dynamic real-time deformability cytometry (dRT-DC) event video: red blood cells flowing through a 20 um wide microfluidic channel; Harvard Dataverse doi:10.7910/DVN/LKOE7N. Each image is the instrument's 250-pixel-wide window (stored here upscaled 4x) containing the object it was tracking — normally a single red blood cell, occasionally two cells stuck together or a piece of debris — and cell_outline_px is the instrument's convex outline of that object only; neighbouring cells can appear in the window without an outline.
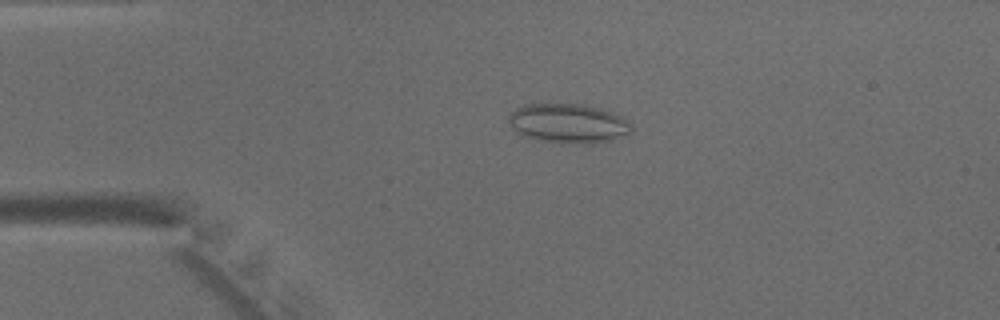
{"species": "common noctule bat (a hibernating species)", "species_latin": "Nyctalus noctula", "temperature_condition": "warm", "stored_images_in_passage": 46, "camera_frame_rate_fps": 3000, "um_per_image_px": 0.085, "animal": {"sex": "male", "body_mass_g": 15.6}, "frame": {"image": 1, "passage_image": 10, "time_ms": 3.0, "image_size_px": [1000, 320], "cell_outline_px": [[632, 128], [628, 132], [612, 140], [592, 144], [560, 144], [540, 140], [516, 132], [508, 120], [508, 116], [516, 108], [524, 104], [580, 104], [600, 108], [620, 116], [628, 120]], "centroid_in_image_um": [48.29, 10.5], "position_along_channel_um": 36.7, "area_um2": 28.09}}
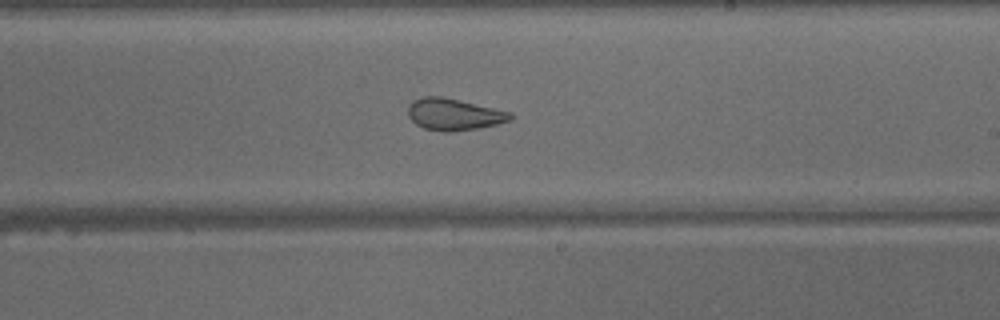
{"frame": {"image": 2, "passage_image": 27, "time_ms": 8.667, "image_size_px": [1000, 320], "cell_outline_px": [[512, 120], [480, 128], [452, 132], [444, 132], [424, 128], [416, 124], [408, 116], [408, 104], [412, 100], [424, 96], [444, 96], [512, 112]], "centroid_in_image_um": [38.57, 9.71], "position_along_channel_um": 250.4, "area_um2": 19.19}}
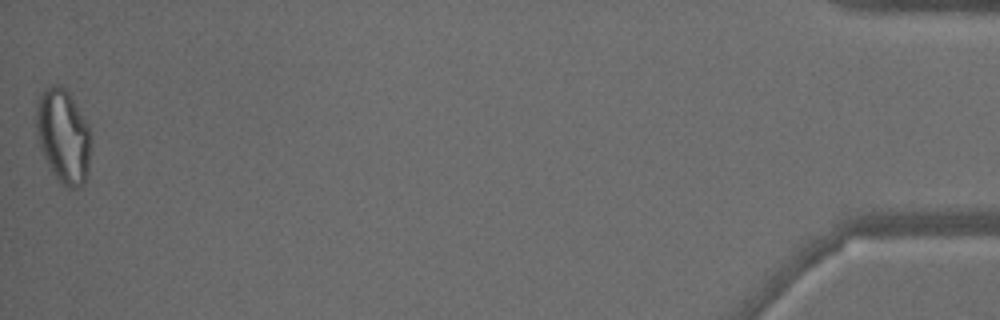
{"frame": {"image": 3, "passage_image": 46, "time_ms": 15.0, "image_size_px": [1000, 320], "cell_outline_px": [[88, 172], [84, 184], [72, 188], [68, 188], [52, 172], [40, 148], [36, 128], [36, 104], [44, 88], [52, 84], [60, 84], [68, 88], [88, 124]], "centroid_in_image_um": [5.35, 11.48], "position_along_channel_um": 429.9, "area_um2": 29.71}}